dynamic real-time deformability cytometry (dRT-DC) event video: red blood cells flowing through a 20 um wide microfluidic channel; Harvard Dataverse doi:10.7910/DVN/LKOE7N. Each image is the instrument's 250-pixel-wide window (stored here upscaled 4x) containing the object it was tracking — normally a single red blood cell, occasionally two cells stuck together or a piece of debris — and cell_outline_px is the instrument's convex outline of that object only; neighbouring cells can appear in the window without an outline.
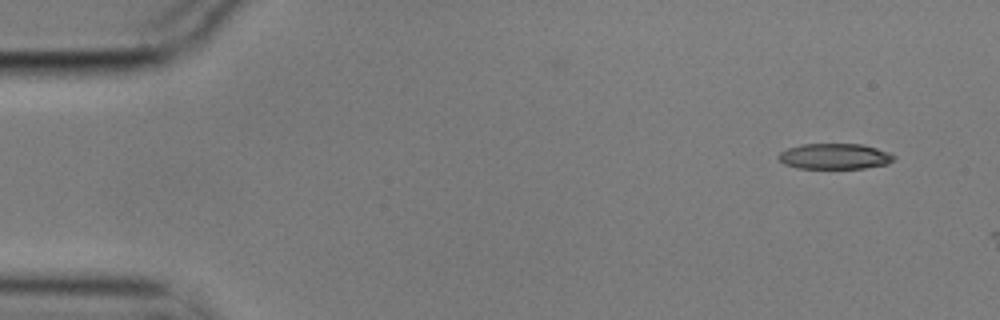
{"species": "common noctule bat (a hibernating species)", "species_latin": "Nyctalus noctula", "temperature_condition": "cold", "stored_images_in_passage": 4, "camera_frame_rate_fps": 3000, "um_per_image_px": 0.085, "animal": {"sex": "male", "body_mass_g": 17.9}, "frame": {"image": 1, "passage_image": 1, "time_ms": 0.0, "image_size_px": [1000, 320], "cell_outline_px": [[896, 156], [888, 164], [864, 168], [796, 168], [784, 164], [776, 156], [780, 152], [788, 148], [800, 144], [860, 144], [876, 148], [888, 152]], "centroid_in_image_um": [70.92, 13.29], "position_along_channel_um": 14.1, "area_um2": 17.22}}